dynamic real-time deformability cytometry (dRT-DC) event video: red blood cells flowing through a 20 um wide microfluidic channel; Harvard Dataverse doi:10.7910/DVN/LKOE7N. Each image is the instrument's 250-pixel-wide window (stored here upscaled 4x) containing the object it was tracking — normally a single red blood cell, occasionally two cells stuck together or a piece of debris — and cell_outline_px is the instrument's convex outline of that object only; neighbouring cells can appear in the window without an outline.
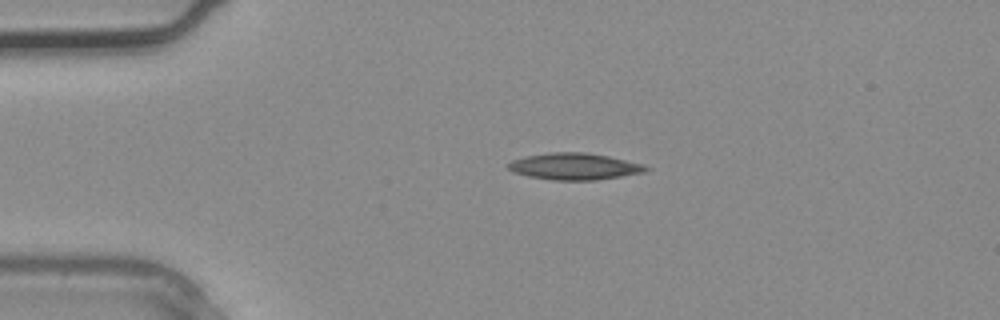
{"species": "common noctule bat (a hibernating species)", "species_latin": "Nyctalus noctula", "temperature_condition": "warm", "stored_images_in_passage": 2, "camera_frame_rate_fps": 3000, "um_per_image_px": 0.085, "animal": {"sex": "male", "body_mass_g": 20.4}, "frame": {"image": 1, "passage_image": 1, "time_ms": 0.0, "image_size_px": [1000, 320], "cell_outline_px": [[652, 168], [644, 172], [596, 180], [552, 180], [528, 176], [512, 172], [508, 168], [508, 164], [512, 160], [528, 156], [548, 152], [584, 152], [608, 156], [644, 164]], "centroid_in_image_um": [48.83, 14.14], "position_along_channel_um": 36.2, "area_um2": 21.33}}